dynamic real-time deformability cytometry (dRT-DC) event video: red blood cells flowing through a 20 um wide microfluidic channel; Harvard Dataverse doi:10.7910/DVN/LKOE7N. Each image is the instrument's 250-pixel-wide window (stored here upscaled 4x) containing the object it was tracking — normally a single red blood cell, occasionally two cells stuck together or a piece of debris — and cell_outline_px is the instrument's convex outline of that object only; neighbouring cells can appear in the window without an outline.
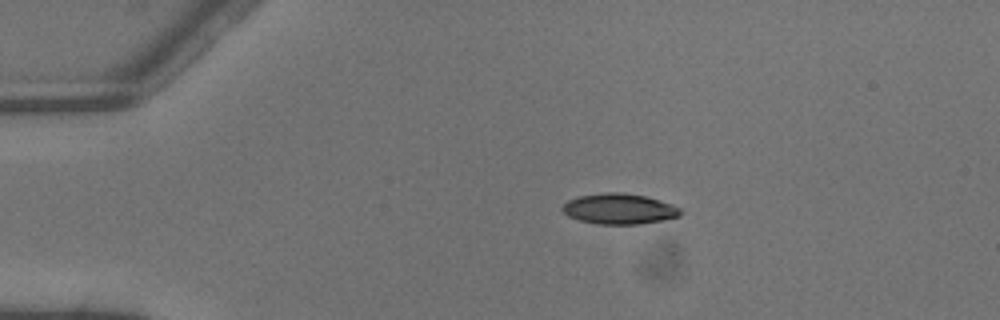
{"species": "common noctule bat (a hibernating species)", "species_latin": "Nyctalus noctula", "temperature_condition": "warm", "stored_images_in_passage": 2, "camera_frame_rate_fps": 3000, "um_per_image_px": 0.085, "animal": {"sex": "male", "body_mass_g": 13.3}, "frame": {"image": 1, "passage_image": 1, "time_ms": 0.0, "image_size_px": [1000, 320], "cell_outline_px": [[684, 212], [680, 216], [664, 220], [640, 224], [596, 224], [580, 220], [568, 216], [560, 208], [568, 200], [580, 196], [604, 192], [620, 192], [644, 196], [672, 204], [680, 208]], "centroid_in_image_um": [52.65, 17.76], "position_along_channel_um": 32.4, "area_um2": 21.04}}